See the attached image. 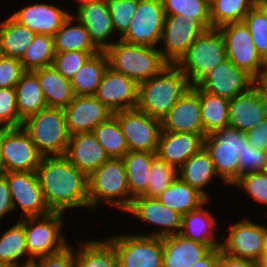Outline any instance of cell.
<instances>
[{
	"label": "cell",
	"mask_w": 267,
	"mask_h": 267,
	"mask_svg": "<svg viewBox=\"0 0 267 267\" xmlns=\"http://www.w3.org/2000/svg\"><path fill=\"white\" fill-rule=\"evenodd\" d=\"M165 17L162 0H139L128 31L119 39L130 44L158 47Z\"/></svg>",
	"instance_id": "obj_11"
},
{
	"label": "cell",
	"mask_w": 267,
	"mask_h": 267,
	"mask_svg": "<svg viewBox=\"0 0 267 267\" xmlns=\"http://www.w3.org/2000/svg\"><path fill=\"white\" fill-rule=\"evenodd\" d=\"M0 267H8L6 264L0 262Z\"/></svg>",
	"instance_id": "obj_67"
},
{
	"label": "cell",
	"mask_w": 267,
	"mask_h": 267,
	"mask_svg": "<svg viewBox=\"0 0 267 267\" xmlns=\"http://www.w3.org/2000/svg\"><path fill=\"white\" fill-rule=\"evenodd\" d=\"M247 141L255 149L267 151V116L256 127L246 132Z\"/></svg>",
	"instance_id": "obj_53"
},
{
	"label": "cell",
	"mask_w": 267,
	"mask_h": 267,
	"mask_svg": "<svg viewBox=\"0 0 267 267\" xmlns=\"http://www.w3.org/2000/svg\"><path fill=\"white\" fill-rule=\"evenodd\" d=\"M39 81L47 107L66 108L75 94L71 81L65 79L53 66L32 71Z\"/></svg>",
	"instance_id": "obj_30"
},
{
	"label": "cell",
	"mask_w": 267,
	"mask_h": 267,
	"mask_svg": "<svg viewBox=\"0 0 267 267\" xmlns=\"http://www.w3.org/2000/svg\"><path fill=\"white\" fill-rule=\"evenodd\" d=\"M55 54L53 37L36 34L33 42L20 59V62L25 71H34L52 66Z\"/></svg>",
	"instance_id": "obj_42"
},
{
	"label": "cell",
	"mask_w": 267,
	"mask_h": 267,
	"mask_svg": "<svg viewBox=\"0 0 267 267\" xmlns=\"http://www.w3.org/2000/svg\"><path fill=\"white\" fill-rule=\"evenodd\" d=\"M5 178L11 192L13 208H20V218L44 216L52 212L39 184L36 172H7Z\"/></svg>",
	"instance_id": "obj_14"
},
{
	"label": "cell",
	"mask_w": 267,
	"mask_h": 267,
	"mask_svg": "<svg viewBox=\"0 0 267 267\" xmlns=\"http://www.w3.org/2000/svg\"><path fill=\"white\" fill-rule=\"evenodd\" d=\"M76 11L73 16L86 27L91 41L100 51H105L115 43L113 40L108 41L116 32L106 0L82 4L76 8Z\"/></svg>",
	"instance_id": "obj_23"
},
{
	"label": "cell",
	"mask_w": 267,
	"mask_h": 267,
	"mask_svg": "<svg viewBox=\"0 0 267 267\" xmlns=\"http://www.w3.org/2000/svg\"><path fill=\"white\" fill-rule=\"evenodd\" d=\"M67 129L71 135L92 132L96 126L107 121L113 112L95 95L75 96L72 102L63 109Z\"/></svg>",
	"instance_id": "obj_21"
},
{
	"label": "cell",
	"mask_w": 267,
	"mask_h": 267,
	"mask_svg": "<svg viewBox=\"0 0 267 267\" xmlns=\"http://www.w3.org/2000/svg\"><path fill=\"white\" fill-rule=\"evenodd\" d=\"M44 199L52 212L89 209L88 176L64 155L42 156L36 170Z\"/></svg>",
	"instance_id": "obj_1"
},
{
	"label": "cell",
	"mask_w": 267,
	"mask_h": 267,
	"mask_svg": "<svg viewBox=\"0 0 267 267\" xmlns=\"http://www.w3.org/2000/svg\"><path fill=\"white\" fill-rule=\"evenodd\" d=\"M22 127L42 156L65 155L71 134L63 109L46 107L27 117Z\"/></svg>",
	"instance_id": "obj_5"
},
{
	"label": "cell",
	"mask_w": 267,
	"mask_h": 267,
	"mask_svg": "<svg viewBox=\"0 0 267 267\" xmlns=\"http://www.w3.org/2000/svg\"><path fill=\"white\" fill-rule=\"evenodd\" d=\"M7 171L4 166L3 160H2V155H1V150H0V178L5 177Z\"/></svg>",
	"instance_id": "obj_59"
},
{
	"label": "cell",
	"mask_w": 267,
	"mask_h": 267,
	"mask_svg": "<svg viewBox=\"0 0 267 267\" xmlns=\"http://www.w3.org/2000/svg\"><path fill=\"white\" fill-rule=\"evenodd\" d=\"M113 115L117 118L129 151L157 153L161 121L137 108L123 110Z\"/></svg>",
	"instance_id": "obj_13"
},
{
	"label": "cell",
	"mask_w": 267,
	"mask_h": 267,
	"mask_svg": "<svg viewBox=\"0 0 267 267\" xmlns=\"http://www.w3.org/2000/svg\"><path fill=\"white\" fill-rule=\"evenodd\" d=\"M71 13L53 36L55 52L82 51L100 52L91 41L86 27ZM73 22V23H72Z\"/></svg>",
	"instance_id": "obj_32"
},
{
	"label": "cell",
	"mask_w": 267,
	"mask_h": 267,
	"mask_svg": "<svg viewBox=\"0 0 267 267\" xmlns=\"http://www.w3.org/2000/svg\"><path fill=\"white\" fill-rule=\"evenodd\" d=\"M156 156L157 154L152 152L129 151L122 158L126 166L130 204L134 198L147 192L150 167Z\"/></svg>",
	"instance_id": "obj_34"
},
{
	"label": "cell",
	"mask_w": 267,
	"mask_h": 267,
	"mask_svg": "<svg viewBox=\"0 0 267 267\" xmlns=\"http://www.w3.org/2000/svg\"><path fill=\"white\" fill-rule=\"evenodd\" d=\"M253 88L259 94L265 109L267 110V79L254 77L253 78Z\"/></svg>",
	"instance_id": "obj_57"
},
{
	"label": "cell",
	"mask_w": 267,
	"mask_h": 267,
	"mask_svg": "<svg viewBox=\"0 0 267 267\" xmlns=\"http://www.w3.org/2000/svg\"><path fill=\"white\" fill-rule=\"evenodd\" d=\"M256 4H265L267 0H254Z\"/></svg>",
	"instance_id": "obj_63"
},
{
	"label": "cell",
	"mask_w": 267,
	"mask_h": 267,
	"mask_svg": "<svg viewBox=\"0 0 267 267\" xmlns=\"http://www.w3.org/2000/svg\"><path fill=\"white\" fill-rule=\"evenodd\" d=\"M208 28L197 19H187L183 15H170L165 17L159 48L163 58L169 64H176L194 41Z\"/></svg>",
	"instance_id": "obj_12"
},
{
	"label": "cell",
	"mask_w": 267,
	"mask_h": 267,
	"mask_svg": "<svg viewBox=\"0 0 267 267\" xmlns=\"http://www.w3.org/2000/svg\"><path fill=\"white\" fill-rule=\"evenodd\" d=\"M267 170L266 152L258 150L245 143L242 154L239 155V177L243 174Z\"/></svg>",
	"instance_id": "obj_50"
},
{
	"label": "cell",
	"mask_w": 267,
	"mask_h": 267,
	"mask_svg": "<svg viewBox=\"0 0 267 267\" xmlns=\"http://www.w3.org/2000/svg\"><path fill=\"white\" fill-rule=\"evenodd\" d=\"M125 212L135 216L141 222L145 221L161 228L156 231L153 230L150 234L138 233L139 235L165 237L179 234L182 227V215L166 207L156 198L136 197Z\"/></svg>",
	"instance_id": "obj_17"
},
{
	"label": "cell",
	"mask_w": 267,
	"mask_h": 267,
	"mask_svg": "<svg viewBox=\"0 0 267 267\" xmlns=\"http://www.w3.org/2000/svg\"><path fill=\"white\" fill-rule=\"evenodd\" d=\"M63 214L50 212L44 216L24 218L26 245L32 259L58 253L70 244L62 233L65 225Z\"/></svg>",
	"instance_id": "obj_8"
},
{
	"label": "cell",
	"mask_w": 267,
	"mask_h": 267,
	"mask_svg": "<svg viewBox=\"0 0 267 267\" xmlns=\"http://www.w3.org/2000/svg\"><path fill=\"white\" fill-rule=\"evenodd\" d=\"M258 267H267V253H264L259 259Z\"/></svg>",
	"instance_id": "obj_60"
},
{
	"label": "cell",
	"mask_w": 267,
	"mask_h": 267,
	"mask_svg": "<svg viewBox=\"0 0 267 267\" xmlns=\"http://www.w3.org/2000/svg\"><path fill=\"white\" fill-rule=\"evenodd\" d=\"M266 11H267V3L265 4H260Z\"/></svg>",
	"instance_id": "obj_66"
},
{
	"label": "cell",
	"mask_w": 267,
	"mask_h": 267,
	"mask_svg": "<svg viewBox=\"0 0 267 267\" xmlns=\"http://www.w3.org/2000/svg\"><path fill=\"white\" fill-rule=\"evenodd\" d=\"M15 90L18 113L23 120L47 107L37 76L32 71L22 75Z\"/></svg>",
	"instance_id": "obj_37"
},
{
	"label": "cell",
	"mask_w": 267,
	"mask_h": 267,
	"mask_svg": "<svg viewBox=\"0 0 267 267\" xmlns=\"http://www.w3.org/2000/svg\"><path fill=\"white\" fill-rule=\"evenodd\" d=\"M227 59L225 39L222 33L218 28H211L194 41L176 65L193 86Z\"/></svg>",
	"instance_id": "obj_6"
},
{
	"label": "cell",
	"mask_w": 267,
	"mask_h": 267,
	"mask_svg": "<svg viewBox=\"0 0 267 267\" xmlns=\"http://www.w3.org/2000/svg\"><path fill=\"white\" fill-rule=\"evenodd\" d=\"M105 238L116 250L119 267H162L163 237L129 233Z\"/></svg>",
	"instance_id": "obj_9"
},
{
	"label": "cell",
	"mask_w": 267,
	"mask_h": 267,
	"mask_svg": "<svg viewBox=\"0 0 267 267\" xmlns=\"http://www.w3.org/2000/svg\"><path fill=\"white\" fill-rule=\"evenodd\" d=\"M220 248L212 249L205 257L190 267H218Z\"/></svg>",
	"instance_id": "obj_56"
},
{
	"label": "cell",
	"mask_w": 267,
	"mask_h": 267,
	"mask_svg": "<svg viewBox=\"0 0 267 267\" xmlns=\"http://www.w3.org/2000/svg\"><path fill=\"white\" fill-rule=\"evenodd\" d=\"M208 5H210L214 0H204Z\"/></svg>",
	"instance_id": "obj_65"
},
{
	"label": "cell",
	"mask_w": 267,
	"mask_h": 267,
	"mask_svg": "<svg viewBox=\"0 0 267 267\" xmlns=\"http://www.w3.org/2000/svg\"><path fill=\"white\" fill-rule=\"evenodd\" d=\"M91 1H98V0H76V3H79V4H77L76 7H78V6L82 5V4H85V3H89Z\"/></svg>",
	"instance_id": "obj_62"
},
{
	"label": "cell",
	"mask_w": 267,
	"mask_h": 267,
	"mask_svg": "<svg viewBox=\"0 0 267 267\" xmlns=\"http://www.w3.org/2000/svg\"><path fill=\"white\" fill-rule=\"evenodd\" d=\"M98 52L67 51L56 53L52 66L65 78L71 80L81 66Z\"/></svg>",
	"instance_id": "obj_48"
},
{
	"label": "cell",
	"mask_w": 267,
	"mask_h": 267,
	"mask_svg": "<svg viewBox=\"0 0 267 267\" xmlns=\"http://www.w3.org/2000/svg\"><path fill=\"white\" fill-rule=\"evenodd\" d=\"M191 86L176 64H168L157 75L139 83L136 108L162 121Z\"/></svg>",
	"instance_id": "obj_2"
},
{
	"label": "cell",
	"mask_w": 267,
	"mask_h": 267,
	"mask_svg": "<svg viewBox=\"0 0 267 267\" xmlns=\"http://www.w3.org/2000/svg\"><path fill=\"white\" fill-rule=\"evenodd\" d=\"M13 202L8 182L5 177L0 178V220L13 212Z\"/></svg>",
	"instance_id": "obj_54"
},
{
	"label": "cell",
	"mask_w": 267,
	"mask_h": 267,
	"mask_svg": "<svg viewBox=\"0 0 267 267\" xmlns=\"http://www.w3.org/2000/svg\"><path fill=\"white\" fill-rule=\"evenodd\" d=\"M245 143L246 133L230 126L204 137V148L225 185H232L239 178V155Z\"/></svg>",
	"instance_id": "obj_7"
},
{
	"label": "cell",
	"mask_w": 267,
	"mask_h": 267,
	"mask_svg": "<svg viewBox=\"0 0 267 267\" xmlns=\"http://www.w3.org/2000/svg\"><path fill=\"white\" fill-rule=\"evenodd\" d=\"M212 249L203 243L175 234L163 237L162 267H190Z\"/></svg>",
	"instance_id": "obj_27"
},
{
	"label": "cell",
	"mask_w": 267,
	"mask_h": 267,
	"mask_svg": "<svg viewBox=\"0 0 267 267\" xmlns=\"http://www.w3.org/2000/svg\"><path fill=\"white\" fill-rule=\"evenodd\" d=\"M233 185L246 191L253 200L267 205V170L240 175Z\"/></svg>",
	"instance_id": "obj_49"
},
{
	"label": "cell",
	"mask_w": 267,
	"mask_h": 267,
	"mask_svg": "<svg viewBox=\"0 0 267 267\" xmlns=\"http://www.w3.org/2000/svg\"><path fill=\"white\" fill-rule=\"evenodd\" d=\"M23 121L18 113L15 88H0V129L22 127Z\"/></svg>",
	"instance_id": "obj_47"
},
{
	"label": "cell",
	"mask_w": 267,
	"mask_h": 267,
	"mask_svg": "<svg viewBox=\"0 0 267 267\" xmlns=\"http://www.w3.org/2000/svg\"><path fill=\"white\" fill-rule=\"evenodd\" d=\"M163 205L179 212L187 214L197 209L207 199L195 188L177 177L167 189L156 197Z\"/></svg>",
	"instance_id": "obj_38"
},
{
	"label": "cell",
	"mask_w": 267,
	"mask_h": 267,
	"mask_svg": "<svg viewBox=\"0 0 267 267\" xmlns=\"http://www.w3.org/2000/svg\"><path fill=\"white\" fill-rule=\"evenodd\" d=\"M256 77L267 79V55L262 57L260 72Z\"/></svg>",
	"instance_id": "obj_58"
},
{
	"label": "cell",
	"mask_w": 267,
	"mask_h": 267,
	"mask_svg": "<svg viewBox=\"0 0 267 267\" xmlns=\"http://www.w3.org/2000/svg\"><path fill=\"white\" fill-rule=\"evenodd\" d=\"M64 156L87 176L110 158L92 132L71 135Z\"/></svg>",
	"instance_id": "obj_25"
},
{
	"label": "cell",
	"mask_w": 267,
	"mask_h": 267,
	"mask_svg": "<svg viewBox=\"0 0 267 267\" xmlns=\"http://www.w3.org/2000/svg\"><path fill=\"white\" fill-rule=\"evenodd\" d=\"M206 200L197 209L182 215V227L180 233L183 237L208 245L211 249L220 248L221 242L217 241L216 232L218 221L204 206Z\"/></svg>",
	"instance_id": "obj_28"
},
{
	"label": "cell",
	"mask_w": 267,
	"mask_h": 267,
	"mask_svg": "<svg viewBox=\"0 0 267 267\" xmlns=\"http://www.w3.org/2000/svg\"><path fill=\"white\" fill-rule=\"evenodd\" d=\"M110 158H123L129 152L128 144L117 118L113 115L92 131Z\"/></svg>",
	"instance_id": "obj_41"
},
{
	"label": "cell",
	"mask_w": 267,
	"mask_h": 267,
	"mask_svg": "<svg viewBox=\"0 0 267 267\" xmlns=\"http://www.w3.org/2000/svg\"><path fill=\"white\" fill-rule=\"evenodd\" d=\"M161 131L186 132L205 137L199 87L191 86L161 121Z\"/></svg>",
	"instance_id": "obj_19"
},
{
	"label": "cell",
	"mask_w": 267,
	"mask_h": 267,
	"mask_svg": "<svg viewBox=\"0 0 267 267\" xmlns=\"http://www.w3.org/2000/svg\"><path fill=\"white\" fill-rule=\"evenodd\" d=\"M31 260L26 245L24 218H22L1 234L0 262L8 267H28Z\"/></svg>",
	"instance_id": "obj_31"
},
{
	"label": "cell",
	"mask_w": 267,
	"mask_h": 267,
	"mask_svg": "<svg viewBox=\"0 0 267 267\" xmlns=\"http://www.w3.org/2000/svg\"><path fill=\"white\" fill-rule=\"evenodd\" d=\"M255 5L254 0H214L210 4L211 28L243 22L245 16Z\"/></svg>",
	"instance_id": "obj_40"
},
{
	"label": "cell",
	"mask_w": 267,
	"mask_h": 267,
	"mask_svg": "<svg viewBox=\"0 0 267 267\" xmlns=\"http://www.w3.org/2000/svg\"><path fill=\"white\" fill-rule=\"evenodd\" d=\"M178 177V169L156 156L150 167V176L145 197L156 198Z\"/></svg>",
	"instance_id": "obj_44"
},
{
	"label": "cell",
	"mask_w": 267,
	"mask_h": 267,
	"mask_svg": "<svg viewBox=\"0 0 267 267\" xmlns=\"http://www.w3.org/2000/svg\"><path fill=\"white\" fill-rule=\"evenodd\" d=\"M228 113V126L245 133L256 127L267 116V110L253 87L229 100Z\"/></svg>",
	"instance_id": "obj_26"
},
{
	"label": "cell",
	"mask_w": 267,
	"mask_h": 267,
	"mask_svg": "<svg viewBox=\"0 0 267 267\" xmlns=\"http://www.w3.org/2000/svg\"><path fill=\"white\" fill-rule=\"evenodd\" d=\"M25 72L19 59L4 56L0 62V88H15Z\"/></svg>",
	"instance_id": "obj_52"
},
{
	"label": "cell",
	"mask_w": 267,
	"mask_h": 267,
	"mask_svg": "<svg viewBox=\"0 0 267 267\" xmlns=\"http://www.w3.org/2000/svg\"><path fill=\"white\" fill-rule=\"evenodd\" d=\"M104 52L111 69L138 84L157 75L169 64L158 47L130 44L119 38Z\"/></svg>",
	"instance_id": "obj_3"
},
{
	"label": "cell",
	"mask_w": 267,
	"mask_h": 267,
	"mask_svg": "<svg viewBox=\"0 0 267 267\" xmlns=\"http://www.w3.org/2000/svg\"><path fill=\"white\" fill-rule=\"evenodd\" d=\"M261 57L267 55V11L256 4L243 19Z\"/></svg>",
	"instance_id": "obj_45"
},
{
	"label": "cell",
	"mask_w": 267,
	"mask_h": 267,
	"mask_svg": "<svg viewBox=\"0 0 267 267\" xmlns=\"http://www.w3.org/2000/svg\"><path fill=\"white\" fill-rule=\"evenodd\" d=\"M217 176L219 179L214 163L204 147L178 169V177L195 188L207 200L210 199V196L205 191V186L211 184V181L213 182Z\"/></svg>",
	"instance_id": "obj_29"
},
{
	"label": "cell",
	"mask_w": 267,
	"mask_h": 267,
	"mask_svg": "<svg viewBox=\"0 0 267 267\" xmlns=\"http://www.w3.org/2000/svg\"><path fill=\"white\" fill-rule=\"evenodd\" d=\"M4 56H5L4 52H3L2 48H1V45H0V62L3 59Z\"/></svg>",
	"instance_id": "obj_64"
},
{
	"label": "cell",
	"mask_w": 267,
	"mask_h": 267,
	"mask_svg": "<svg viewBox=\"0 0 267 267\" xmlns=\"http://www.w3.org/2000/svg\"><path fill=\"white\" fill-rule=\"evenodd\" d=\"M70 245L58 253L33 258L28 267H75V247Z\"/></svg>",
	"instance_id": "obj_51"
},
{
	"label": "cell",
	"mask_w": 267,
	"mask_h": 267,
	"mask_svg": "<svg viewBox=\"0 0 267 267\" xmlns=\"http://www.w3.org/2000/svg\"><path fill=\"white\" fill-rule=\"evenodd\" d=\"M197 86L230 100L253 87V77L227 59L207 73Z\"/></svg>",
	"instance_id": "obj_18"
},
{
	"label": "cell",
	"mask_w": 267,
	"mask_h": 267,
	"mask_svg": "<svg viewBox=\"0 0 267 267\" xmlns=\"http://www.w3.org/2000/svg\"><path fill=\"white\" fill-rule=\"evenodd\" d=\"M218 29L225 39L228 59L253 78L256 77L260 72L262 57L258 53L245 23H229Z\"/></svg>",
	"instance_id": "obj_15"
},
{
	"label": "cell",
	"mask_w": 267,
	"mask_h": 267,
	"mask_svg": "<svg viewBox=\"0 0 267 267\" xmlns=\"http://www.w3.org/2000/svg\"><path fill=\"white\" fill-rule=\"evenodd\" d=\"M89 210L98 203L125 212L130 206L126 166L122 158H109L88 176Z\"/></svg>",
	"instance_id": "obj_4"
},
{
	"label": "cell",
	"mask_w": 267,
	"mask_h": 267,
	"mask_svg": "<svg viewBox=\"0 0 267 267\" xmlns=\"http://www.w3.org/2000/svg\"><path fill=\"white\" fill-rule=\"evenodd\" d=\"M219 239L220 249L231 256L258 262L264 254L263 224L252 222L246 217L233 223L227 236L219 235Z\"/></svg>",
	"instance_id": "obj_16"
},
{
	"label": "cell",
	"mask_w": 267,
	"mask_h": 267,
	"mask_svg": "<svg viewBox=\"0 0 267 267\" xmlns=\"http://www.w3.org/2000/svg\"><path fill=\"white\" fill-rule=\"evenodd\" d=\"M201 116L205 137L229 125V100L199 87Z\"/></svg>",
	"instance_id": "obj_39"
},
{
	"label": "cell",
	"mask_w": 267,
	"mask_h": 267,
	"mask_svg": "<svg viewBox=\"0 0 267 267\" xmlns=\"http://www.w3.org/2000/svg\"><path fill=\"white\" fill-rule=\"evenodd\" d=\"M264 253H267V226L263 225Z\"/></svg>",
	"instance_id": "obj_61"
},
{
	"label": "cell",
	"mask_w": 267,
	"mask_h": 267,
	"mask_svg": "<svg viewBox=\"0 0 267 267\" xmlns=\"http://www.w3.org/2000/svg\"><path fill=\"white\" fill-rule=\"evenodd\" d=\"M166 16L183 15L187 19L200 20L211 29L210 5L204 0H162Z\"/></svg>",
	"instance_id": "obj_43"
},
{
	"label": "cell",
	"mask_w": 267,
	"mask_h": 267,
	"mask_svg": "<svg viewBox=\"0 0 267 267\" xmlns=\"http://www.w3.org/2000/svg\"><path fill=\"white\" fill-rule=\"evenodd\" d=\"M218 267H258V262L231 256L220 249Z\"/></svg>",
	"instance_id": "obj_55"
},
{
	"label": "cell",
	"mask_w": 267,
	"mask_h": 267,
	"mask_svg": "<svg viewBox=\"0 0 267 267\" xmlns=\"http://www.w3.org/2000/svg\"><path fill=\"white\" fill-rule=\"evenodd\" d=\"M80 241L75 251V267H119L116 250L106 238Z\"/></svg>",
	"instance_id": "obj_33"
},
{
	"label": "cell",
	"mask_w": 267,
	"mask_h": 267,
	"mask_svg": "<svg viewBox=\"0 0 267 267\" xmlns=\"http://www.w3.org/2000/svg\"><path fill=\"white\" fill-rule=\"evenodd\" d=\"M0 150L7 172H36L42 155L23 129H0Z\"/></svg>",
	"instance_id": "obj_10"
},
{
	"label": "cell",
	"mask_w": 267,
	"mask_h": 267,
	"mask_svg": "<svg viewBox=\"0 0 267 267\" xmlns=\"http://www.w3.org/2000/svg\"><path fill=\"white\" fill-rule=\"evenodd\" d=\"M70 14L65 8L52 3L37 2L28 4L11 16L36 34L53 37Z\"/></svg>",
	"instance_id": "obj_22"
},
{
	"label": "cell",
	"mask_w": 267,
	"mask_h": 267,
	"mask_svg": "<svg viewBox=\"0 0 267 267\" xmlns=\"http://www.w3.org/2000/svg\"><path fill=\"white\" fill-rule=\"evenodd\" d=\"M114 30L121 38L129 28L139 0H106ZM118 31V32H117Z\"/></svg>",
	"instance_id": "obj_46"
},
{
	"label": "cell",
	"mask_w": 267,
	"mask_h": 267,
	"mask_svg": "<svg viewBox=\"0 0 267 267\" xmlns=\"http://www.w3.org/2000/svg\"><path fill=\"white\" fill-rule=\"evenodd\" d=\"M35 32L12 16L0 22V45L6 57L21 59L33 42Z\"/></svg>",
	"instance_id": "obj_36"
},
{
	"label": "cell",
	"mask_w": 267,
	"mask_h": 267,
	"mask_svg": "<svg viewBox=\"0 0 267 267\" xmlns=\"http://www.w3.org/2000/svg\"><path fill=\"white\" fill-rule=\"evenodd\" d=\"M138 85L135 80L108 67L95 97L113 113L135 109L138 101Z\"/></svg>",
	"instance_id": "obj_20"
},
{
	"label": "cell",
	"mask_w": 267,
	"mask_h": 267,
	"mask_svg": "<svg viewBox=\"0 0 267 267\" xmlns=\"http://www.w3.org/2000/svg\"><path fill=\"white\" fill-rule=\"evenodd\" d=\"M204 147V137L186 132L161 131L157 156L179 169L189 158Z\"/></svg>",
	"instance_id": "obj_24"
},
{
	"label": "cell",
	"mask_w": 267,
	"mask_h": 267,
	"mask_svg": "<svg viewBox=\"0 0 267 267\" xmlns=\"http://www.w3.org/2000/svg\"><path fill=\"white\" fill-rule=\"evenodd\" d=\"M104 51L92 55L70 80L75 96L95 95L108 68Z\"/></svg>",
	"instance_id": "obj_35"
}]
</instances>
